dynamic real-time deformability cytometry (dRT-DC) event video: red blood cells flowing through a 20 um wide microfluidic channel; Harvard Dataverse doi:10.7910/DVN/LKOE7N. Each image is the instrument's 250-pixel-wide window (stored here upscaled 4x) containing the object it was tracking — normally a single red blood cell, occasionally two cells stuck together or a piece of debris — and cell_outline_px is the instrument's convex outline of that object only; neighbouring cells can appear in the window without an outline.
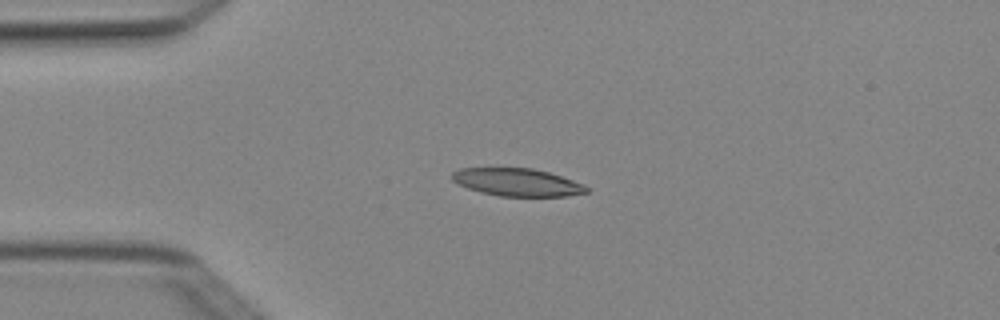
{"species": "Egyptian fruit bat (a non-hibernating species)", "species_latin": "Rousettus aegyptiacus", "temperature_condition": "cold", "stored_images_in_passage": 6, "camera_frame_rate_fps": 3000, "um_per_image_px": 0.085, "animal": {"sex": "female"}, "frame": {"image": 1, "passage_image": 4, "time_ms": 1.0, "image_size_px": [1000, 320], "cell_outline_px": [[588, 192], [568, 196], [500, 196], [480, 192], [468, 188], [452, 180], [452, 172], [460, 168], [532, 168], [548, 172], [584, 184], [588, 188]], "centroid_in_image_um": [43.96, 15.49], "position_along_channel_um": 41.0, "area_um2": 21.56}}
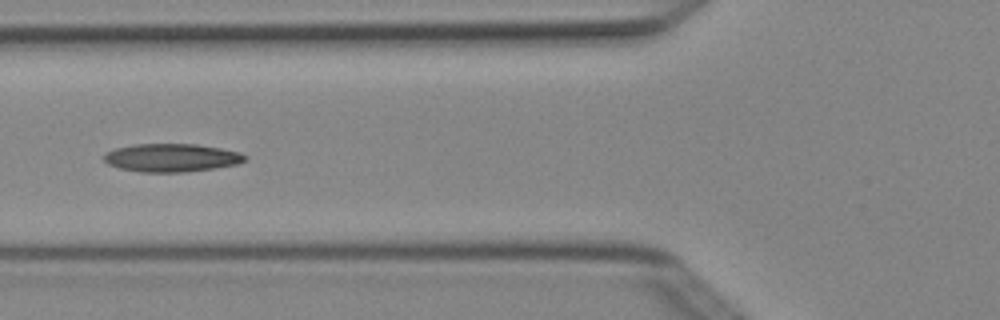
{"frame": {"image": 2, "passage_image": 6, "time_ms": 1.667, "image_size_px": [1000, 320], "cell_outline_px": [[248, 160], [236, 164], [216, 168], [184, 172], [140, 172], [120, 168], [108, 164], [104, 160], [104, 152], [116, 148], [132, 144], [196, 144], [220, 148], [240, 152], [248, 156]], "centroid_in_image_um": [14.59, 13.4], "position_along_channel_um": 111.2, "area_um2": 23.29}}